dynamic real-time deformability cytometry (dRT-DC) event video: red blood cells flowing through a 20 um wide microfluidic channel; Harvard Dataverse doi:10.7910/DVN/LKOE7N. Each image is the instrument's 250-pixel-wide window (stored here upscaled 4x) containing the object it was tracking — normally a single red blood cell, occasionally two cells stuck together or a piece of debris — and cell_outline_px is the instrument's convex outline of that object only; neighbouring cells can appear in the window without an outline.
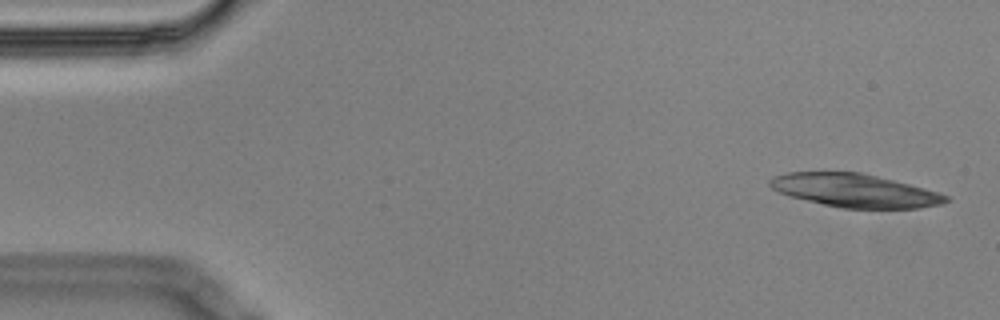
{"species": "Egyptian fruit bat (a non-hibernating species)", "species_latin": "Rousettus aegyptiacus", "temperature_condition": "cold", "stored_images_in_passage": 14, "camera_frame_rate_fps": 3000, "um_per_image_px": 0.085, "animal": {"sex": "male"}, "frame": {"image": 1, "passage_image": 1, "time_ms": 0.0, "image_size_px": [1000, 320], "cell_outline_px": [[952, 200], [944, 204], [920, 208], [840, 208], [788, 196], [772, 188], [768, 184], [768, 180], [772, 176], [788, 172], [860, 172], [940, 192], [948, 196]], "centroid_in_image_um": [72.66, 16.2], "position_along_channel_um": 12.3, "area_um2": 34.22}}
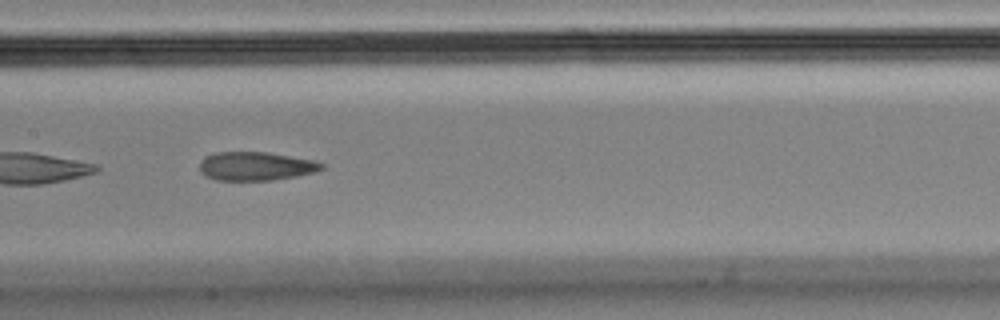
{"frame": {"image": 2, "passage_image": 7, "time_ms": 2.0, "image_size_px": [1000, 320], "cell_outline_px": [[324, 168], [312, 172], [296, 176], [272, 180], [216, 180], [204, 176], [200, 172], [200, 160], [204, 156], [216, 152], [268, 152], [312, 160], [324, 164]], "centroid_in_image_um": [21.68, 14.12], "position_along_channel_um": 185.7, "area_um2": 20.35}}
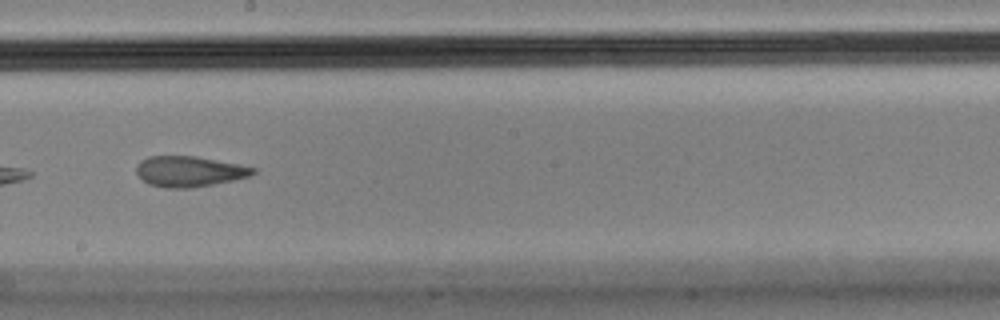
{"frame": {"image": 3, "passage_image": 8, "time_ms": 2.333, "image_size_px": [1000, 320], "cell_outline_px": [[256, 172], [248, 176], [232, 180], [192, 188], [164, 188], [148, 184], [136, 172], [136, 164], [140, 160], [148, 156], [196, 156], [256, 168]], "centroid_in_image_um": [16.03, 14.57], "position_along_channel_um": 232.2, "area_um2": 20.63}}